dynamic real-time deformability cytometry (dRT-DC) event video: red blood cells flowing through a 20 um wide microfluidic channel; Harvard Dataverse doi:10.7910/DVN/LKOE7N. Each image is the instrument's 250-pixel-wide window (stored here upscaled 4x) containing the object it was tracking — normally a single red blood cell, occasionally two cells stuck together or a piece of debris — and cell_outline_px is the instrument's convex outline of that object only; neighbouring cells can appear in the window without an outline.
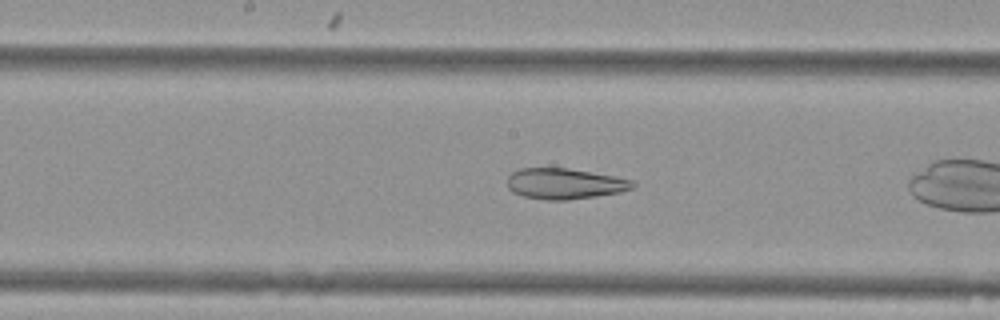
{"species": "Egyptian fruit bat (a non-hibernating species)", "species_latin": "Rousettus aegyptiacus", "temperature_condition": "cold", "stored_images_in_passage": 21, "camera_frame_rate_fps": 3000, "um_per_image_px": 0.085, "animal": {"sex": "female"}, "frame": {"image": 1, "passage_image": 11, "time_ms": 3.333, "image_size_px": [1000, 320], "cell_outline_px": [[636, 184], [632, 188], [620, 192], [596, 196], [568, 200], [544, 200], [524, 196], [512, 192], [508, 188], [508, 176], [512, 172], [520, 168], [568, 168], [612, 176], [632, 180]], "centroid_in_image_um": [47.97, 15.62], "position_along_channel_um": 200.2, "area_um2": 22.37}}